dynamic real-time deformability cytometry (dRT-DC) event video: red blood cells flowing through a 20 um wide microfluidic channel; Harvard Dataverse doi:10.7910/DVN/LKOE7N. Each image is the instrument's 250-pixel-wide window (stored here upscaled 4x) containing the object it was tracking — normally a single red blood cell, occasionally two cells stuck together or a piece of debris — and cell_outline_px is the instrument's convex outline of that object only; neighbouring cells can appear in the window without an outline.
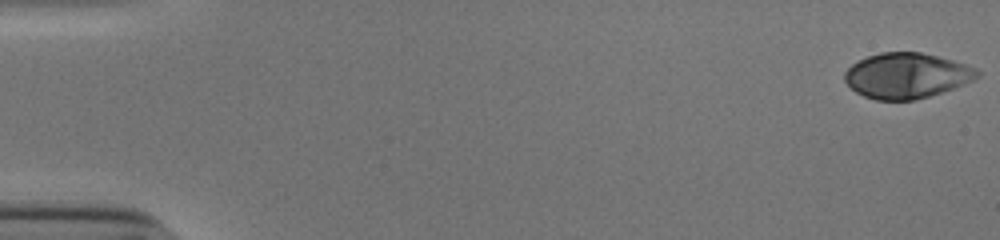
{"species": "human", "species_latin": "Homo sapiens", "temperature_condition": "cold", "stored_images_in_passage": 53, "camera_frame_rate_fps": 3000, "um_per_image_px": 0.085, "donor": {"sex": "male"}, "frame": {"image": 1, "passage_image": 1, "time_ms": 0.0, "image_size_px": [1000, 240], "cell_outline_px": [[980, 76], [964, 84], [928, 96], [912, 100], [876, 100], [864, 96], [856, 92], [844, 80], [844, 72], [852, 64], [868, 56], [880, 52], [920, 52], [952, 60], [976, 68], [980, 72]], "centroid_in_image_um": [77.04, 6.42], "position_along_channel_um": 8.0, "area_um2": 34.74}}
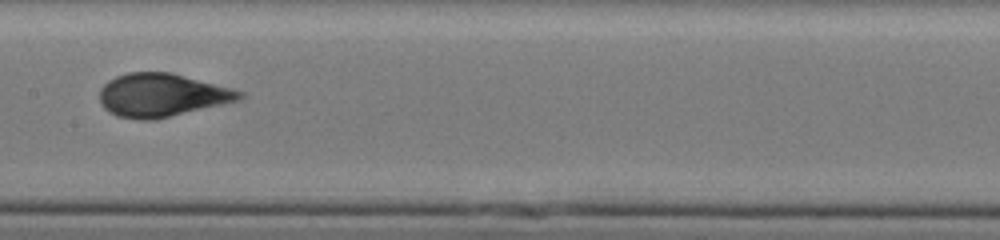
{"frame": {"image": 2, "passage_image": 28, "time_ms": 9.0, "image_size_px": [1000, 240], "cell_outline_px": [[244, 96], [240, 100], [156, 120], [140, 120], [120, 116], [104, 108], [100, 100], [100, 88], [108, 80], [116, 76], [128, 72], [172, 72], [232, 88], [244, 92]], "centroid_in_image_um": [13.78, 8.08], "position_along_channel_um": 193.6, "area_um2": 35.32}}
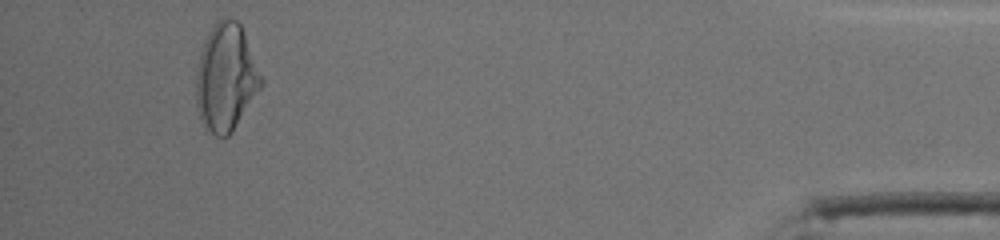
{"frame": {"image": 3, "passage_image": 50, "time_ms": 16.333, "image_size_px": [1000, 240], "cell_outline_px": [[264, 80], [260, 88], [232, 132], [228, 136], [216, 136], [204, 132], [196, 104], [196, 72], [200, 52], [208, 32], [216, 20], [224, 16], [228, 16], [236, 20], [240, 24]], "centroid_in_image_um": [19.17, 6.6], "position_along_channel_um": 416.0, "area_um2": 40.86}, "authors_computed_cell_mechanics": {"area_um2": 34.8534, "velocity_mm_per_s": 3.8961, "shape_relaxation_time_tau1_ms": 4.7712, "shape_relaxation_time_tau2_ms": null, "deformation_change_tau1": 0.2115, "deformation_change_tau2": null}}